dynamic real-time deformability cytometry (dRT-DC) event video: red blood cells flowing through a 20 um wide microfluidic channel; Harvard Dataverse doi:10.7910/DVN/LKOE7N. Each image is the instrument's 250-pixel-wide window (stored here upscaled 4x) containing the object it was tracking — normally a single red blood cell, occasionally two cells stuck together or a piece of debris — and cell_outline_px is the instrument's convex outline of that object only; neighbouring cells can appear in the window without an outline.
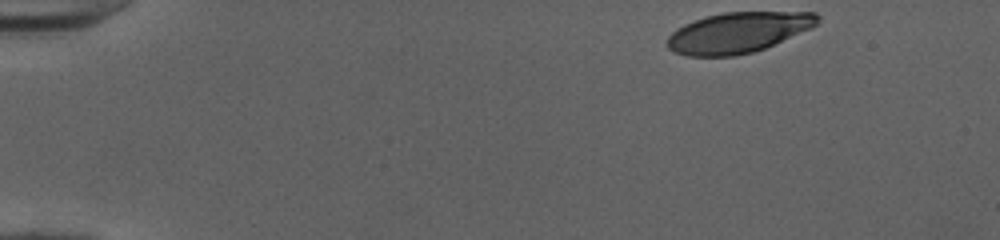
{"species": "human", "species_latin": "Homo sapiens", "temperature_condition": "cold", "stored_images_in_passage": 46, "camera_frame_rate_fps": 3000, "um_per_image_px": 0.085, "donor": {"sex": "female"}, "frame": {"image": 1, "passage_image": 1, "time_ms": 0.0, "image_size_px": [1000, 240], "cell_outline_px": [[820, 20], [812, 28], [764, 48], [752, 52], [732, 56], [688, 56], [676, 52], [668, 48], [668, 36], [676, 28], [684, 24], [704, 16], [724, 12], [816, 12], [820, 16]], "centroid_in_image_um": [62.74, 2.75], "position_along_channel_um": 22.3, "area_um2": 35.43}}
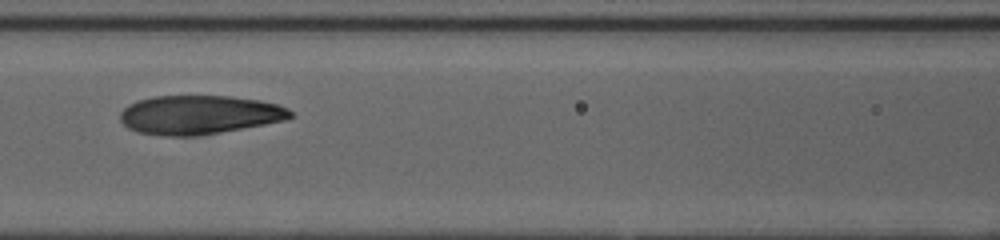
{"frame": {"image": 2, "passage_image": 19, "time_ms": 6.0, "image_size_px": [1000, 240], "cell_outline_px": [[292, 116], [288, 120], [196, 136], [160, 136], [136, 132], [128, 128], [120, 120], [120, 112], [128, 104], [136, 100], [152, 96], [232, 96], [260, 100], [276, 104], [288, 108], [292, 112]], "centroid_in_image_um": [16.91, 9.75], "position_along_channel_um": 149.7, "area_um2": 38.84}}
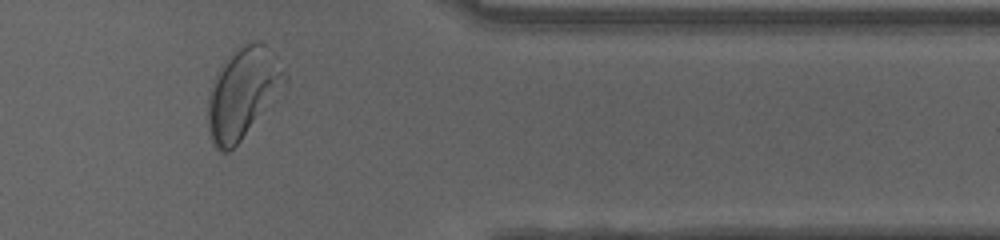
{"frame": {"image": 3, "passage_image": 38, "time_ms": 12.333, "image_size_px": [1000, 240], "cell_outline_px": [[288, 84], [240, 140], [228, 152], [220, 152], [212, 144], [208, 128], [208, 96], [212, 84], [220, 64], [224, 60], [244, 44], [256, 40], [264, 44], [288, 76]], "centroid_in_image_um": [20.63, 7.92], "position_along_channel_um": 390.8, "area_um2": 40.11}, "authors_computed_cell_mechanics": {"area_um2": 38.726, "velocity_mm_per_s": 4.0088, "shape_relaxation_time_tau1_ms": 4.7141, "shape_relaxation_time_tau2_ms": 1.1376, "deformation_change_tau1": 0.2002, "deformation_change_tau2": 0.0744}}